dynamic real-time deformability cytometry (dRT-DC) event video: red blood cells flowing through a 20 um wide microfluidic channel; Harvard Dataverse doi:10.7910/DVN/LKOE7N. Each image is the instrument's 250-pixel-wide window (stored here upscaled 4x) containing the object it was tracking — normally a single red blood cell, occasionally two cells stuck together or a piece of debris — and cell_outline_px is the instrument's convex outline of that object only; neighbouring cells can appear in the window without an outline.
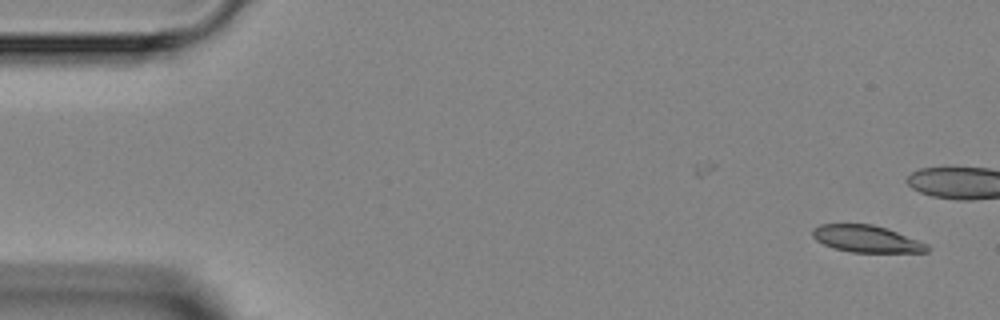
{"species": "Egyptian fruit bat (a non-hibernating species)", "species_latin": "Rousettus aegyptiacus", "temperature_condition": "room temperature", "stored_images_in_passage": 2, "camera_frame_rate_fps": 3000, "um_per_image_px": 0.085, "animal": {"sex": "female"}, "frame": {"image": 1, "passage_image": 2, "time_ms": 1.333, "image_size_px": [1000, 320], "cell_outline_px": [[928, 252], [852, 252], [836, 248], [824, 244], [816, 240], [812, 236], [812, 228], [820, 224], [872, 224], [896, 232], [928, 244]], "centroid_in_image_um": [73.61, 20.3], "position_along_channel_um": 11.4, "area_um2": 17.69}}